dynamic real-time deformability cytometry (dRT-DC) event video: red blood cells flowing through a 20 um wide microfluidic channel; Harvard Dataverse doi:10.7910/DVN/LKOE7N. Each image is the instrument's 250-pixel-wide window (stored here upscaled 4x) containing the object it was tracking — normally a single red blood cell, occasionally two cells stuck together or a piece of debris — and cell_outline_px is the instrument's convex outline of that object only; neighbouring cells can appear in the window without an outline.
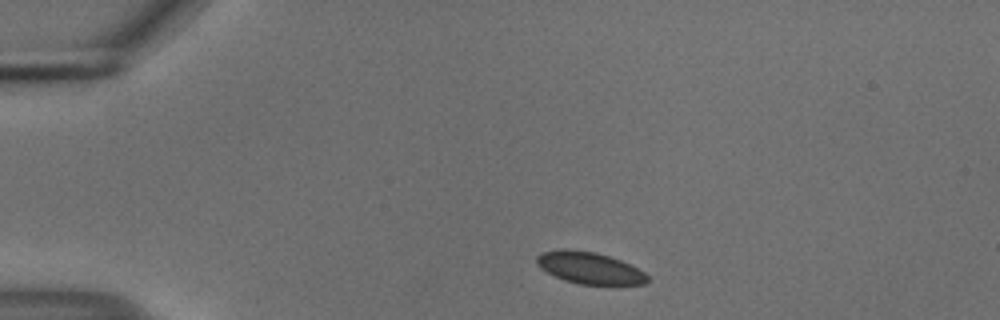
{"species": "common noctule bat (a hibernating species)", "species_latin": "Nyctalus noctula", "temperature_condition": "cold", "stored_images_in_passage": 5, "camera_frame_rate_fps": 3000, "um_per_image_px": 0.085, "animal": {"sex": "male", "body_mass_g": 18.8}, "frame": {"image": 1, "passage_image": 1, "time_ms": 0.0, "image_size_px": [1000, 320], "cell_outline_px": [[648, 280], [644, 284], [576, 284], [564, 280], [540, 268], [536, 264], [536, 256], [540, 252], [560, 248], [564, 248], [596, 252], [620, 260], [644, 272], [648, 276]], "centroid_in_image_um": [50.04, 22.75], "position_along_channel_um": 35.0, "area_um2": 20.46}}
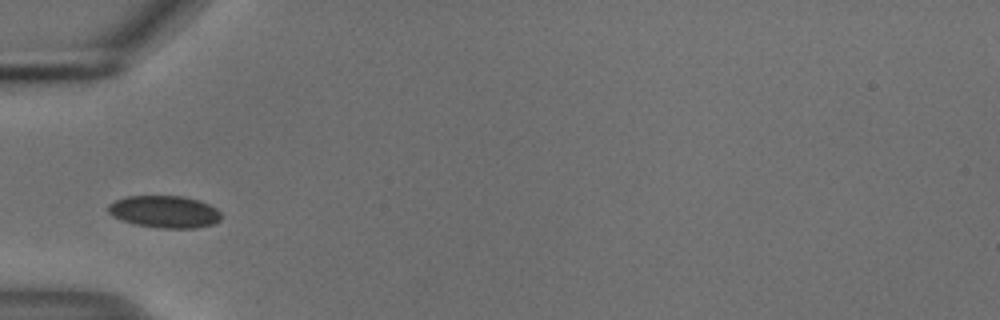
{"frame": {"image": 2, "passage_image": 3, "time_ms": 0.667, "image_size_px": [1000, 320], "cell_outline_px": [[220, 220], [212, 224], [196, 228], [160, 228], [136, 224], [112, 216], [108, 212], [108, 204], [116, 200], [128, 196], [184, 196], [200, 200], [216, 208], [220, 212]], "centroid_in_image_um": [14.0, 17.99], "position_along_channel_um": 71.0, "area_um2": 21.1}}